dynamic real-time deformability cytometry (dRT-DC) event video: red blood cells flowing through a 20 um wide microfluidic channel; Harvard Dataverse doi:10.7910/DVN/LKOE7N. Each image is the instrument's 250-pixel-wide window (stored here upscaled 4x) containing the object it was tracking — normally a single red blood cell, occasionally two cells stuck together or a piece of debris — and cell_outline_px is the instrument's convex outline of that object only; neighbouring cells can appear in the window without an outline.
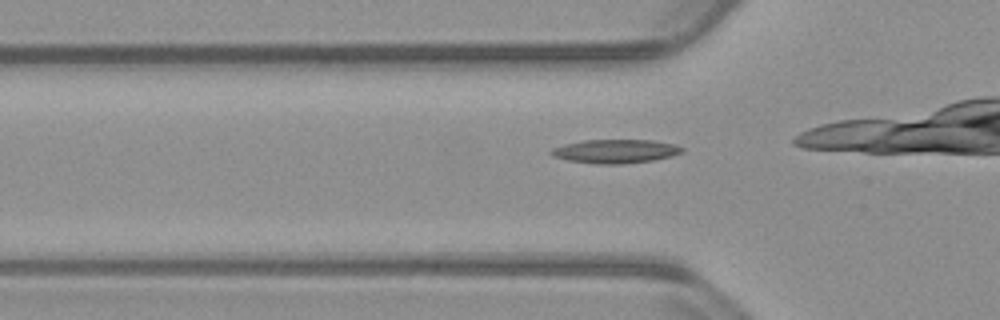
{"species": "common noctule bat (a hibernating species)", "species_latin": "Nyctalus noctula", "temperature_condition": "warm", "stored_images_in_passage": 33, "camera_frame_rate_fps": 3000, "um_per_image_px": 0.085, "animal": {"sex": "male", "body_mass_g": 23.1, "forearm_length_mm": 52.7}, "frame": {"image": 1, "passage_image": 10, "time_ms": 3.0, "image_size_px": [1000, 320], "cell_outline_px": [[684, 152], [672, 156], [652, 160], [620, 164], [596, 164], [568, 160], [552, 156], [548, 152], [552, 148], [564, 144], [584, 140], [652, 140], [676, 144], [684, 148]], "centroid_in_image_um": [52.31, 12.85], "position_along_channel_um": 73.5, "area_um2": 18.21}}